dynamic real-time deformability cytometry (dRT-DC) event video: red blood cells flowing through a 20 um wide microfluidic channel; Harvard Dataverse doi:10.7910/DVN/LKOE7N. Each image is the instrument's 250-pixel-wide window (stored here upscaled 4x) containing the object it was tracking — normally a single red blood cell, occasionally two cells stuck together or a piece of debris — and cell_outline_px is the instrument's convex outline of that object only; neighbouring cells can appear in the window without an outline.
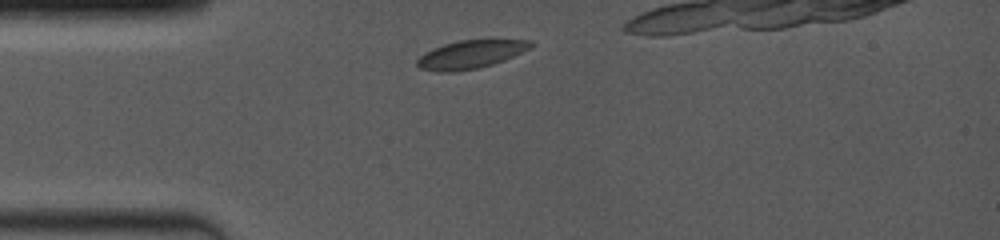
{"species": "common noctule bat (a hibernating species)", "species_latin": "Nyctalus noctula", "temperature_condition": "room temperature", "stored_images_in_passage": 3, "camera_frame_rate_fps": 4000, "um_per_image_px": 0.085, "animal": {"sex": "female", "body_mass_g": 19.0, "forearm_length_mm": 53.3}, "frame": {"image": 1, "passage_image": 1, "time_ms": 0.0, "image_size_px": [1000, 240], "cell_outline_px": [[536, 44], [532, 48], [504, 60], [480, 68], [456, 72], [440, 72], [420, 68], [416, 64], [416, 60], [424, 52], [432, 48], [444, 44], [460, 40], [492, 36], [532, 40]], "centroid_in_image_um": [40.12, 4.56], "position_along_channel_um": 44.9, "area_um2": 19.88}}